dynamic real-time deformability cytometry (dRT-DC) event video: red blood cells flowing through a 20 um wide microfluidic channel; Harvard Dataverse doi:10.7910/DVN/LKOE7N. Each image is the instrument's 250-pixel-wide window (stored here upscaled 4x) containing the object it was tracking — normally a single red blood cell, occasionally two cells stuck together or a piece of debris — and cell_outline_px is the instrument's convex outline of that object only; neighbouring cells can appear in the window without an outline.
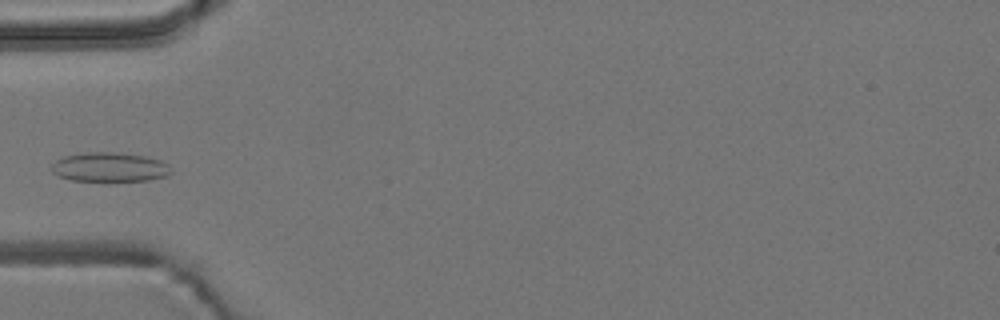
{"species": "common noctule bat (a hibernating species)", "species_latin": "Nyctalus noctula", "temperature_condition": "room temperature", "stored_images_in_passage": 3, "camera_frame_rate_fps": 3000, "um_per_image_px": 0.085, "animal": {"sex": "male", "body_mass_g": 19.2, "forearm_length_mm": 51.8}, "frame": {"image": 1, "passage_image": 3, "time_ms": 0.667, "image_size_px": [1000, 320], "cell_outline_px": [[172, 172], [164, 176], [148, 180], [72, 180], [56, 176], [52, 172], [52, 164], [56, 160], [64, 156], [88, 152], [112, 152], [144, 156], [160, 160], [168, 164]], "centroid_in_image_um": [9.29, 14.2], "position_along_channel_um": 75.7, "area_um2": 20.11}}